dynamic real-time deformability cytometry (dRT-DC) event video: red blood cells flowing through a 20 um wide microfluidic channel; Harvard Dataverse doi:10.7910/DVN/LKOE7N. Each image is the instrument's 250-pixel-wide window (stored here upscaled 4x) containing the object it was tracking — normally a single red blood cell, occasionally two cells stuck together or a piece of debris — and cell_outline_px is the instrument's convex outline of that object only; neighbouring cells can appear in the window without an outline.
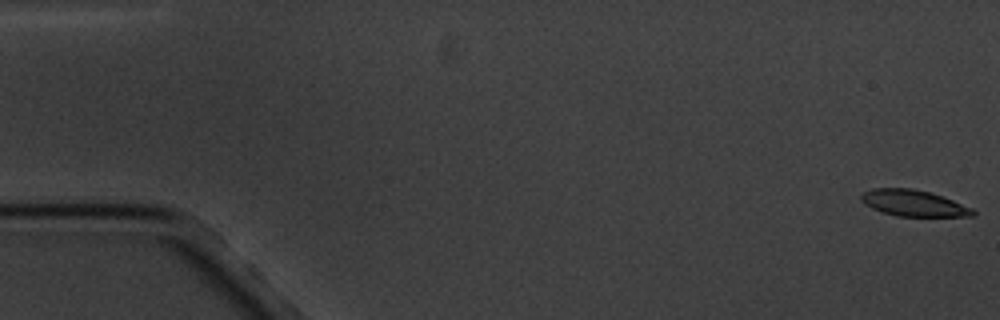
{"species": "common noctule bat (a hibernating species)", "species_latin": "Nyctalus noctula", "temperature_condition": "cold", "stored_images_in_passage": 6, "camera_frame_rate_fps": 3000, "um_per_image_px": 0.085, "animal": {"sex": "male", "body_mass_g": 20.1, "forearm_length_mm": 53.5}, "frame": {"image": 1, "passage_image": 1, "time_ms": 0.0, "image_size_px": [1000, 320], "cell_outline_px": [[976, 212], [972, 216], [896, 216], [872, 208], [864, 204], [860, 200], [860, 196], [864, 192], [872, 188], [912, 188], [928, 192], [952, 200], [972, 208]], "centroid_in_image_um": [77.61, 17.26], "position_along_channel_um": 7.4, "area_um2": 16.88}}
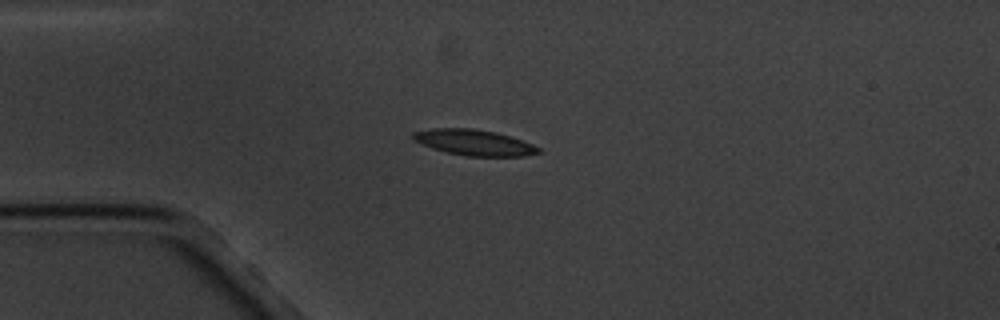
{"frame": {"image": 2, "passage_image": 5, "time_ms": 4.667, "image_size_px": [1000, 320], "cell_outline_px": [[540, 152], [524, 156], [464, 156], [432, 148], [412, 140], [412, 132], [432, 128], [472, 128], [496, 132], [532, 144], [540, 148]], "centroid_in_image_um": [40.25, 12.11], "position_along_channel_um": 44.7, "area_um2": 18.73}}